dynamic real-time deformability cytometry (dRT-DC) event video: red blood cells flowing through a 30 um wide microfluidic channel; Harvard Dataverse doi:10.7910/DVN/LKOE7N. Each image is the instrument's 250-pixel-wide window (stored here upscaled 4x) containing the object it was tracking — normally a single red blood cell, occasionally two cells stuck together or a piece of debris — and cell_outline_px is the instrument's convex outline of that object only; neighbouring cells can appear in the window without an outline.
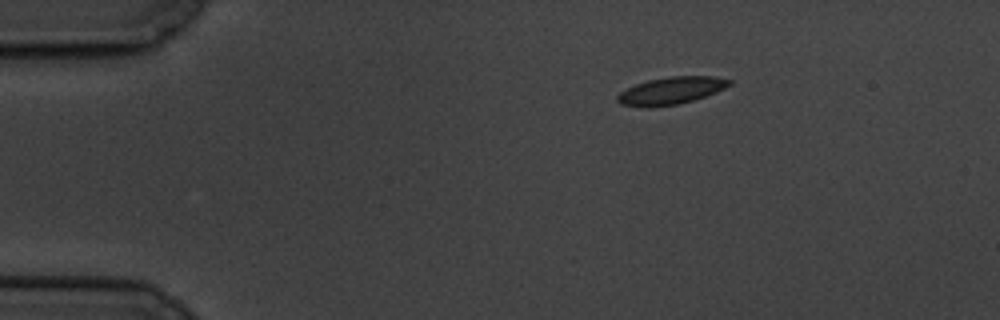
{"species": "common noctule bat (a hibernating species)", "species_latin": "Nyctalus noctula", "temperature_condition": "cold", "stored_images_in_passage": 4, "camera_frame_rate_fps": 3000, "um_per_image_px": 0.085, "animal": {"sex": "male", "body_mass_g": 19.5, "forearm_length_mm": 54.6}, "frame": {"image": 1, "passage_image": 1, "time_ms": 0.0, "image_size_px": [1000, 320], "cell_outline_px": [[732, 84], [716, 92], [692, 100], [676, 104], [652, 108], [644, 108], [620, 104], [616, 100], [616, 96], [620, 92], [636, 84], [648, 80], [672, 76], [712, 76], [732, 80]], "centroid_in_image_um": [57.01, 7.71], "position_along_channel_um": 28.0, "area_um2": 17.8}}
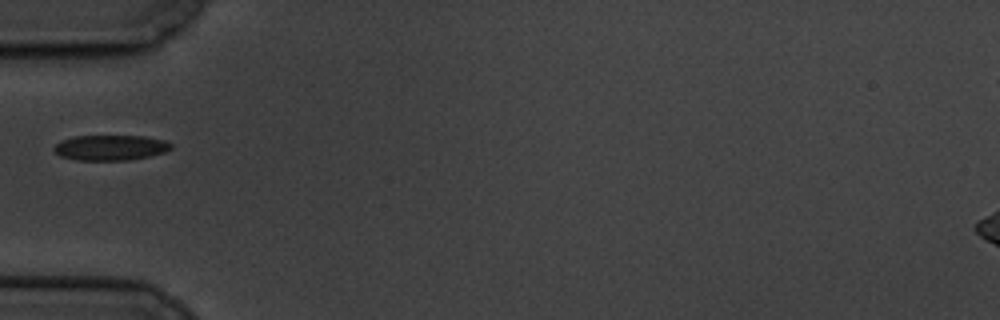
{"frame": {"image": 2, "passage_image": 4, "time_ms": 3.333, "image_size_px": [1000, 320], "cell_outline_px": [[172, 148], [164, 152], [148, 156], [128, 160], [76, 160], [60, 156], [52, 148], [60, 140], [72, 136], [144, 136], [164, 140], [172, 144]], "centroid_in_image_um": [9.36, 12.54], "position_along_channel_um": 75.6, "area_um2": 17.28}}